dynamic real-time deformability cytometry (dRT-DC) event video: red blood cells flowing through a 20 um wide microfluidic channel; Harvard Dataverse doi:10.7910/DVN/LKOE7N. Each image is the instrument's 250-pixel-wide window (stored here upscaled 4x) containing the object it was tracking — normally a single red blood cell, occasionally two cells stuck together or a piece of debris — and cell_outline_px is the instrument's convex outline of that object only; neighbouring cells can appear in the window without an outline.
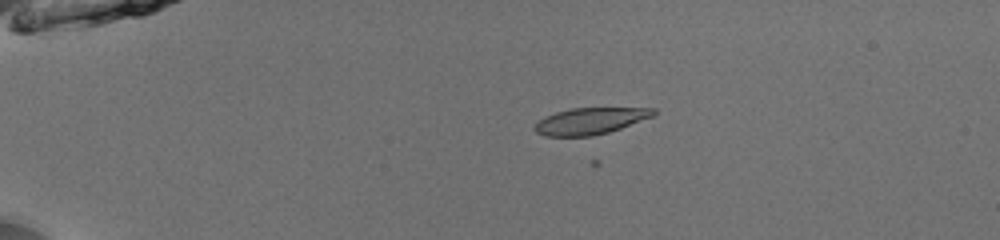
{"species": "common noctule bat (a hibernating species)", "species_latin": "Nyctalus noctula", "temperature_condition": "room temperature", "stored_images_in_passage": 54, "camera_frame_rate_fps": 3000, "um_per_image_px": 0.085, "animal": {"sex": "male", "body_mass_g": 13.0, "forearm_length_mm": 53.1}, "frame": {"image": 1, "passage_image": 14, "time_ms": 4.333, "image_size_px": [1000, 240], "cell_outline_px": [[656, 112], [652, 116], [620, 128], [608, 132], [592, 136], [544, 136], [536, 132], [532, 128], [540, 120], [556, 112], [568, 108], [656, 108]], "centroid_in_image_um": [50.14, 10.28], "position_along_channel_um": 34.9, "area_um2": 18.15}}
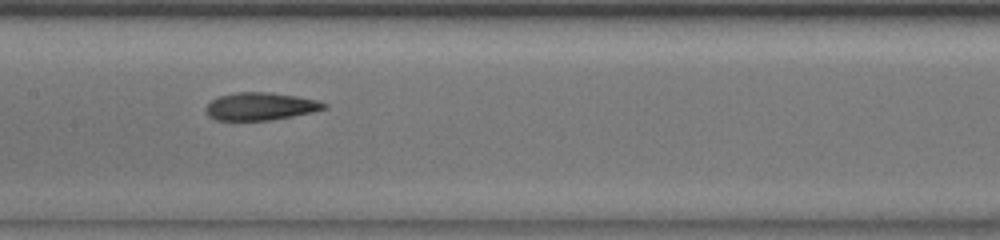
{"frame": {"image": 2, "passage_image": 30, "time_ms": 9.667, "image_size_px": [1000, 240], "cell_outline_px": [[328, 108], [312, 112], [292, 116], [268, 120], [216, 120], [208, 116], [204, 108], [212, 100], [220, 96], [236, 92], [272, 92], [296, 96], [316, 100], [328, 104]], "centroid_in_image_um": [22.14, 9.04], "position_along_channel_um": 185.3, "area_um2": 19.02}}
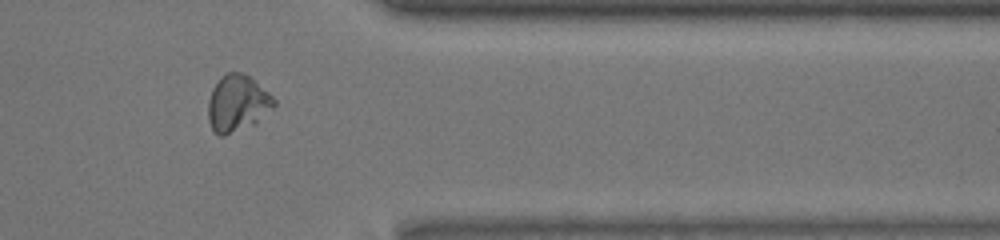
{"frame": {"image": 3, "passage_image": 46, "time_ms": 15.0, "image_size_px": [1000, 240], "cell_outline_px": [[276, 104], [256, 124], [224, 136], [220, 136], [212, 128], [208, 120], [208, 100], [212, 88], [220, 76], [228, 72], [244, 72], [268, 92], [276, 100]], "centroid_in_image_um": [20.17, 8.78], "position_along_channel_um": 391.2, "area_um2": 21.85}, "authors_computed_cell_mechanics": {"area_um2": 19.4497, "velocity_mm_per_s": 3.9687, "shape_relaxation_time_tau1_ms": 8.5225, "shape_relaxation_time_tau2_ms": 1.5402, "deformation_change_tau1": 0.2305, "deformation_change_tau2": 0.0833}}